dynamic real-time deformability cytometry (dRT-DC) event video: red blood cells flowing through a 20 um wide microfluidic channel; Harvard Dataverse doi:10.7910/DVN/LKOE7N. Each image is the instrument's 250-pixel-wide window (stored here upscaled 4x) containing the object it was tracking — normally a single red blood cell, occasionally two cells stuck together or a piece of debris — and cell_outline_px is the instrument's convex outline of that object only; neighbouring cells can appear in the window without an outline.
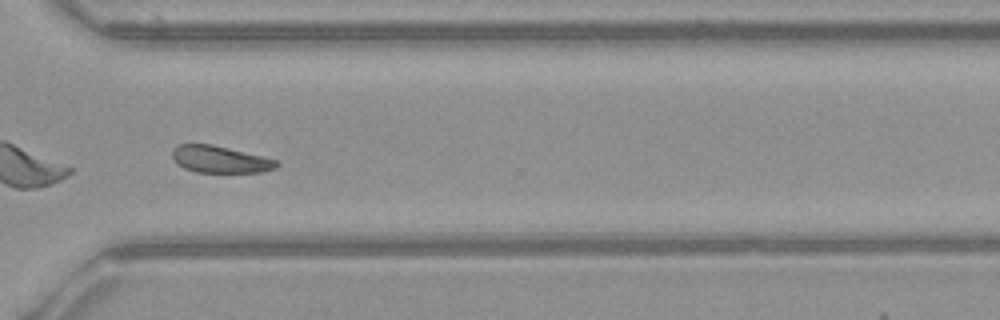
{"species": "common noctule bat (a hibernating species)", "species_latin": "Nyctalus noctula", "temperature_condition": "warm", "stored_images_in_passage": 55, "camera_frame_rate_fps": 3000, "um_per_image_px": 0.085, "animal": {"sex": "female", "body_mass_g": 21.9}, "frame": {"image": 1, "passage_image": 40, "time_ms": 13.0, "image_size_px": [1000, 320], "cell_outline_px": [[280, 164], [276, 168], [260, 172], [196, 172], [184, 168], [176, 164], [172, 156], [172, 148], [180, 144], [212, 144], [264, 156], [276, 160]], "centroid_in_image_um": [18.69, 13.54], "position_along_channel_um": 351.9, "area_um2": 16.47}}